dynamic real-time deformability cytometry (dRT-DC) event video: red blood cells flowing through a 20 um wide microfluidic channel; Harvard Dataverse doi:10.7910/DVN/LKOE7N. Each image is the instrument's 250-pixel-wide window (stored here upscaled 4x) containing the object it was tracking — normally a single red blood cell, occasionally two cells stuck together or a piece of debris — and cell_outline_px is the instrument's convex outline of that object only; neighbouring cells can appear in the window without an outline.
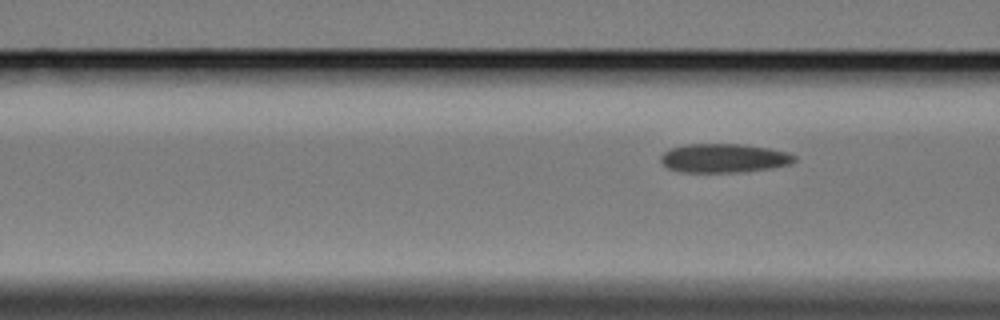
{"species": "Egyptian fruit bat (a non-hibernating species)", "species_latin": "Rousettus aegyptiacus", "temperature_condition": "cold", "stored_images_in_passage": 9, "segment_of_instrument_passage": [2, 2], "camera_frame_rate_fps": 3000, "um_per_image_px": 0.085, "animal": {"sex": "female"}, "frame": {"image": 1, "passage_image": 9, "time_ms": 9.333, "image_size_px": [1000, 320], "cell_outline_px": [[796, 160], [792, 164], [772, 168], [740, 172], [680, 172], [668, 168], [660, 160], [660, 156], [664, 152], [672, 148], [684, 144], [740, 144], [768, 148], [788, 152], [796, 156]], "centroid_in_image_um": [61.55, 13.44], "position_along_channel_um": 105.0, "area_um2": 22.6}}